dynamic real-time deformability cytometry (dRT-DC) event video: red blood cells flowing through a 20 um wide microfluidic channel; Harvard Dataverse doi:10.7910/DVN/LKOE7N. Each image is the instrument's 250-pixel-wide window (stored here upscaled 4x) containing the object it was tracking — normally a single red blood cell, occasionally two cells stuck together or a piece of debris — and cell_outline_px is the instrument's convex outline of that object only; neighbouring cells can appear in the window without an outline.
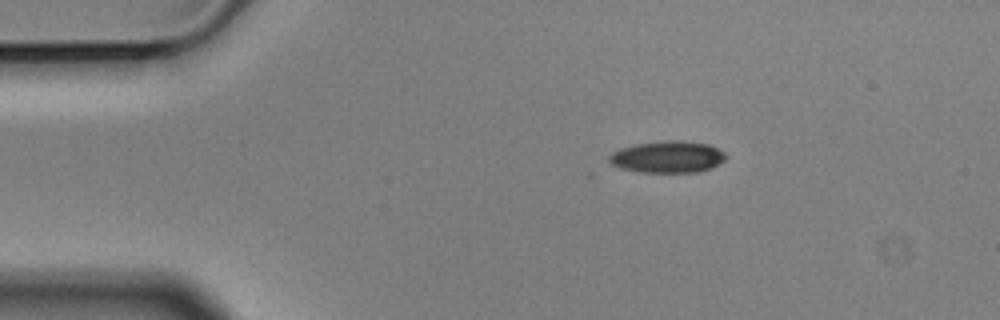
{"species": "Egyptian fruit bat (a non-hibernating species)", "species_latin": "Rousettus aegyptiacus", "temperature_condition": "cold", "stored_images_in_passage": 48, "camera_frame_rate_fps": 3000, "um_per_image_px": 0.085, "animal": {"sex": "male"}, "frame": {"image": 1, "passage_image": 1, "time_ms": 0.0, "image_size_px": [1000, 320], "cell_outline_px": [[728, 156], [724, 160], [708, 168], [696, 172], [640, 172], [620, 168], [612, 164], [608, 160], [608, 156], [612, 152], [620, 148], [632, 144], [664, 140], [680, 140], [708, 144], [724, 152]], "centroid_in_image_um": [56.69, 13.32], "position_along_channel_um": 28.3, "area_um2": 21.62}}
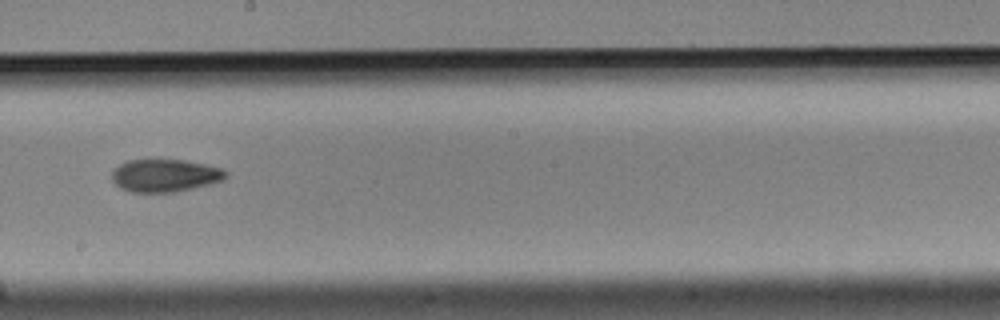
{"frame": {"image": 2, "passage_image": 23, "time_ms": 7.333, "image_size_px": [1000, 320], "cell_outline_px": [[228, 176], [224, 180], [192, 188], [172, 192], [132, 192], [120, 188], [112, 180], [112, 172], [120, 164], [128, 160], [184, 160], [224, 168], [228, 172]], "centroid_in_image_um": [14.05, 14.91], "position_along_channel_um": 234.1, "area_um2": 21.62}}
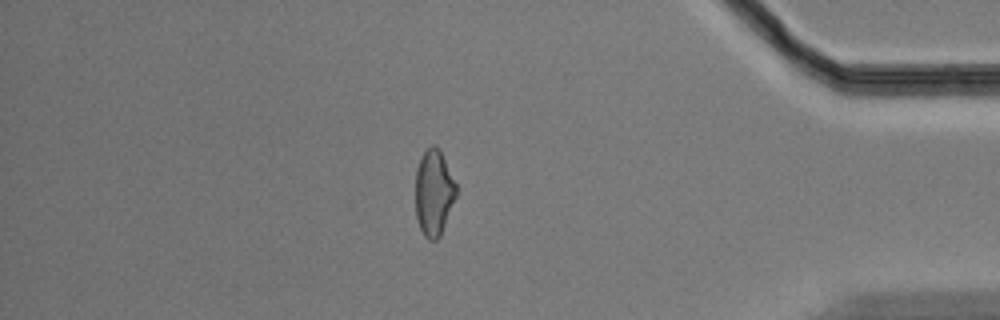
{"frame": {"image": 3, "passage_image": 40, "time_ms": 13.0, "image_size_px": [1000, 320], "cell_outline_px": [[456, 196], [440, 236], [436, 240], [428, 240], [424, 236], [420, 228], [416, 216], [416, 168], [424, 152], [432, 144], [436, 144], [440, 148], [456, 184]], "centroid_in_image_um": [36.87, 16.36], "position_along_channel_um": 398.3, "area_um2": 20.35}, "authors_computed_cell_mechanics": {"area_um2": 21.7617, "velocity_mm_per_s": 3.5216, "shape_relaxation_time_tau1_ms": null, "shape_relaxation_time_tau2_ms": 5.6177, "deformation_change_tau1": null, "deformation_change_tau2": 0.1202}}